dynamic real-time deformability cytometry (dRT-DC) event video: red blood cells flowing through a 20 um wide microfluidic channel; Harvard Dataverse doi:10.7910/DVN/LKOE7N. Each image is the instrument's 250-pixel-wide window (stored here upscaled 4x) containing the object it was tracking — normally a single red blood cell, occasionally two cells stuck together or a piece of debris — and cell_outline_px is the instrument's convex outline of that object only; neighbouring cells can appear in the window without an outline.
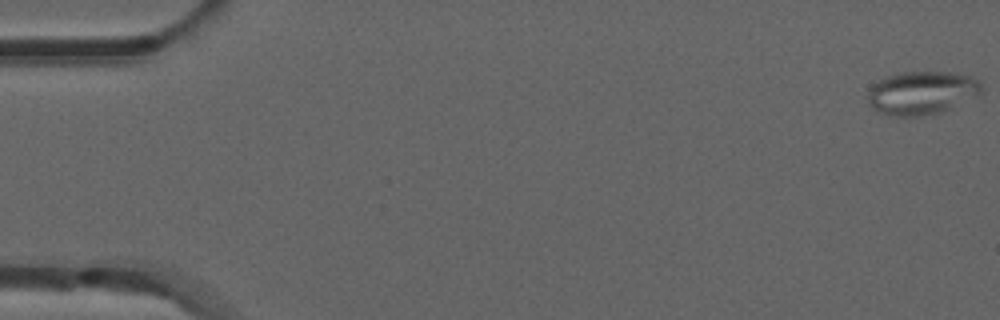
{"species": "common noctule bat (a hibernating species)", "species_latin": "Nyctalus noctula", "temperature_condition": "room temperature", "stored_images_in_passage": 12, "camera_frame_rate_fps": 3000, "um_per_image_px": 0.085, "animal": {"sex": "male", "forearm_length_mm": 52.5}, "frame": {"image": 1, "passage_image": 1, "time_ms": 0.0, "image_size_px": [1000, 320], "cell_outline_px": [[984, 88], [980, 92], [940, 112], [924, 116], [896, 116], [880, 112], [872, 108], [868, 104], [868, 92], [872, 84], [896, 72], [948, 72], [972, 76], [980, 80]], "centroid_in_image_um": [78.31, 7.87], "position_along_channel_um": 6.7, "area_um2": 28.44}}